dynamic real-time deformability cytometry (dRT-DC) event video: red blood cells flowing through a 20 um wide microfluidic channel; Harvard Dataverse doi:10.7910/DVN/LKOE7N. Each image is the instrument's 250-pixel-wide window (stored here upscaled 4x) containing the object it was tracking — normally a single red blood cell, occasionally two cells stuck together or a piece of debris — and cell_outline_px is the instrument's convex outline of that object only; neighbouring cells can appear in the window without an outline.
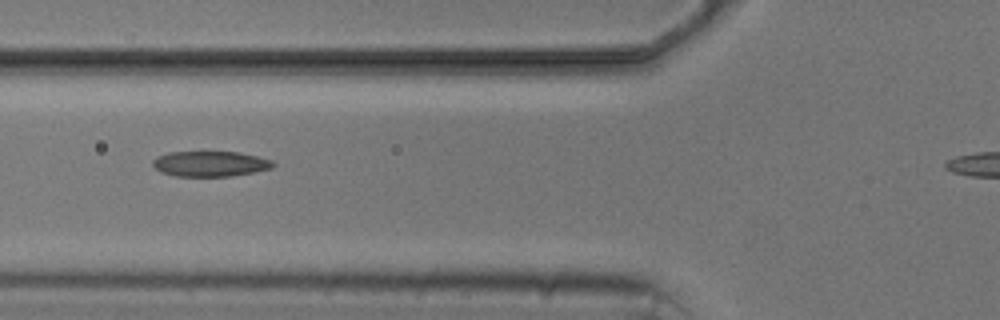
{"species": "common noctule bat (a hibernating species)", "species_latin": "Nyctalus noctula", "temperature_condition": "cold", "stored_images_in_passage": 8, "camera_frame_rate_fps": 3000, "um_per_image_px": 0.085, "animal": {"sex": "male", "body_mass_g": 20.5, "forearm_length_mm": 52.5}, "frame": {"image": 1, "passage_image": 3, "time_ms": 2.333, "image_size_px": [1000, 320], "cell_outline_px": [[276, 164], [272, 168], [232, 176], [176, 176], [160, 172], [152, 164], [152, 160], [156, 156], [168, 152], [240, 152], [272, 160]], "centroid_in_image_um": [17.85, 13.92], "position_along_channel_um": 108.0, "area_um2": 17.8}}
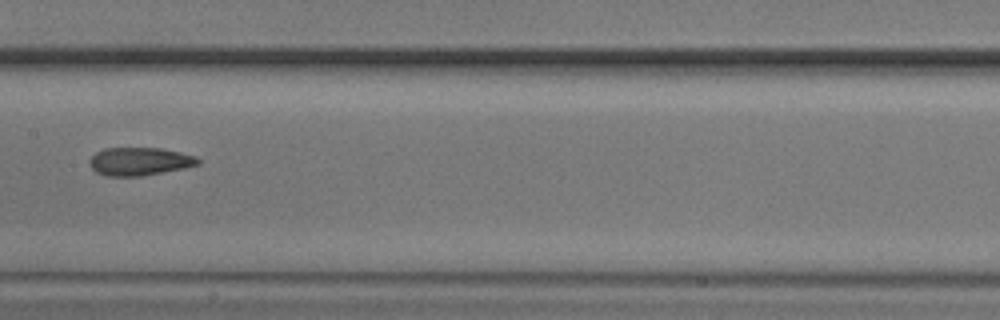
{"frame": {"image": 2, "passage_image": 5, "time_ms": 4.667, "image_size_px": [1000, 320], "cell_outline_px": [[200, 164], [184, 168], [140, 176], [108, 176], [96, 172], [88, 164], [88, 160], [96, 152], [104, 148], [164, 148], [196, 156], [200, 160]], "centroid_in_image_um": [11.86, 13.71], "position_along_channel_um": 195.5, "area_um2": 17.8}}
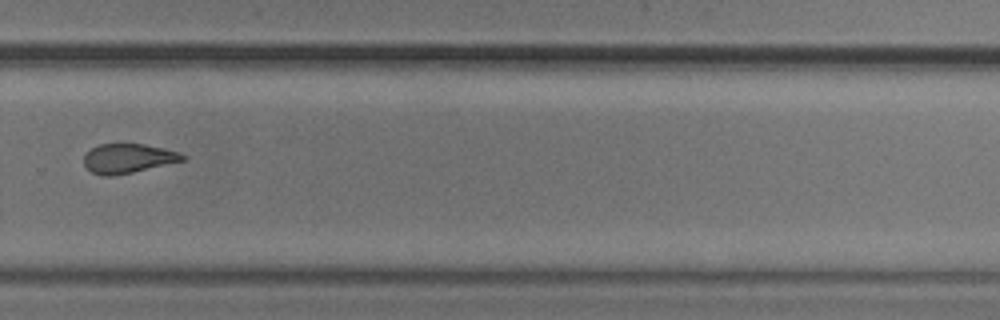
{"frame": {"image": 3, "passage_image": 8, "time_ms": 8.0, "image_size_px": [1000, 320], "cell_outline_px": [[188, 156], [184, 160], [132, 172], [112, 176], [104, 176], [92, 172], [84, 164], [84, 156], [92, 148], [100, 144], [144, 144], [164, 148], [180, 152]], "centroid_in_image_um": [10.91, 13.46], "position_along_channel_um": 318.9, "area_um2": 16.7}}